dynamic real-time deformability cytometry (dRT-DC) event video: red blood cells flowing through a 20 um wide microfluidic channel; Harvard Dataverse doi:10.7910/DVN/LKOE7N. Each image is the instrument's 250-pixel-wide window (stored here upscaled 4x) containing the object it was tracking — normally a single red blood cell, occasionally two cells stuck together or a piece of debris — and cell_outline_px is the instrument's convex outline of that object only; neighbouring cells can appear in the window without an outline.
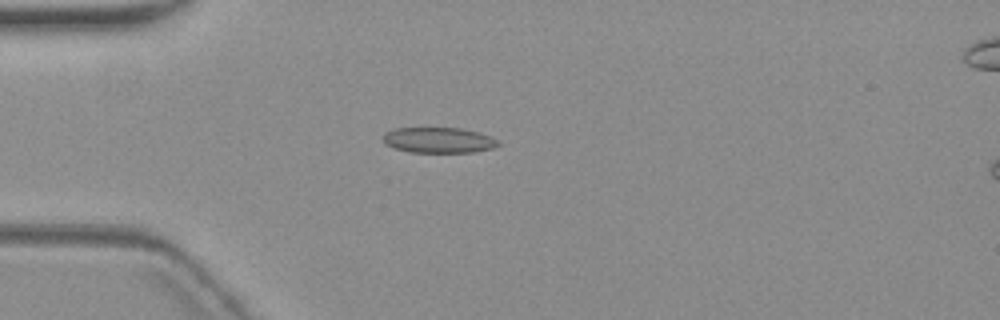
{"species": "common noctule bat (a hibernating species)", "species_latin": "Nyctalus noctula", "temperature_condition": "warm", "stored_images_in_passage": 3, "camera_frame_rate_fps": 3000, "um_per_image_px": 0.085, "animal": {"sex": "female", "body_mass_g": 19.3, "forearm_length_mm": 54.1}, "frame": {"image": 1, "passage_image": 2, "time_ms": 1.333, "image_size_px": [1000, 320], "cell_outline_px": [[500, 144], [492, 148], [472, 152], [408, 152], [384, 144], [380, 136], [384, 132], [392, 128], [460, 128], [480, 132], [492, 136]], "centroid_in_image_um": [37.22, 11.9], "position_along_channel_um": 47.8, "area_um2": 17.34}}